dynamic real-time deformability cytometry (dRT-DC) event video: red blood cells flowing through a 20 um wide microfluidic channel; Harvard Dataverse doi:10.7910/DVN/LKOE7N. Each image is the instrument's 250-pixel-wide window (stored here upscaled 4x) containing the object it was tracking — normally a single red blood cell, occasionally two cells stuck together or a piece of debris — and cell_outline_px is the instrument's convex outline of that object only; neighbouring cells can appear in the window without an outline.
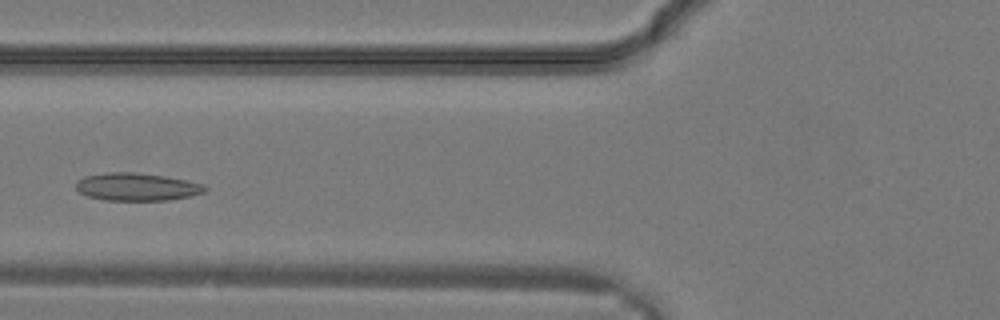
{"species": "common noctule bat (a hibernating species)", "species_latin": "Nyctalus noctula", "temperature_condition": "warm", "stored_images_in_passage": 8, "camera_frame_rate_fps": 3000, "um_per_image_px": 0.085, "animal": {"sex": "male", "body_mass_g": 19.2, "forearm_length_mm": 51.8}, "frame": {"image": 1, "passage_image": 3, "time_ms": 0.667, "image_size_px": [1000, 320], "cell_outline_px": [[208, 188], [204, 192], [188, 196], [168, 200], [104, 200], [88, 196], [80, 192], [76, 188], [76, 184], [84, 176], [108, 172], [132, 172], [164, 176], [204, 184]], "centroid_in_image_um": [11.63, 15.88], "position_along_channel_um": 114.2, "area_um2": 20.58}}
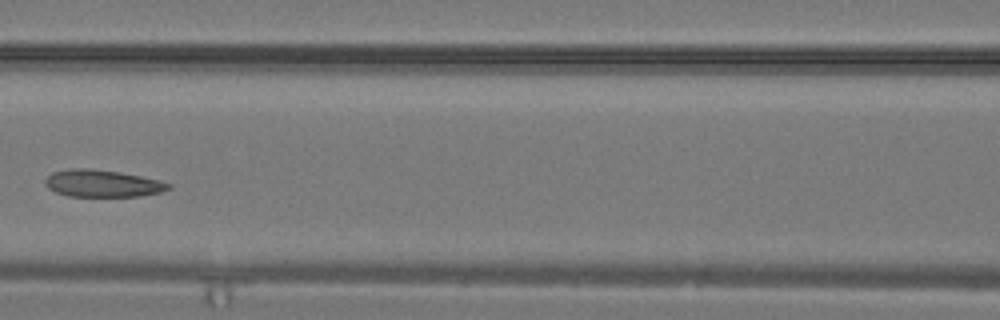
{"frame": {"image": 2, "passage_image": 5, "time_ms": 1.333, "image_size_px": [1000, 320], "cell_outline_px": [[172, 188], [160, 192], [140, 196], [68, 196], [56, 192], [48, 188], [44, 184], [44, 180], [52, 172], [72, 168], [88, 168], [120, 172], [160, 180], [172, 184]], "centroid_in_image_um": [8.71, 15.59], "position_along_channel_um": 157.9, "area_um2": 19.54}}
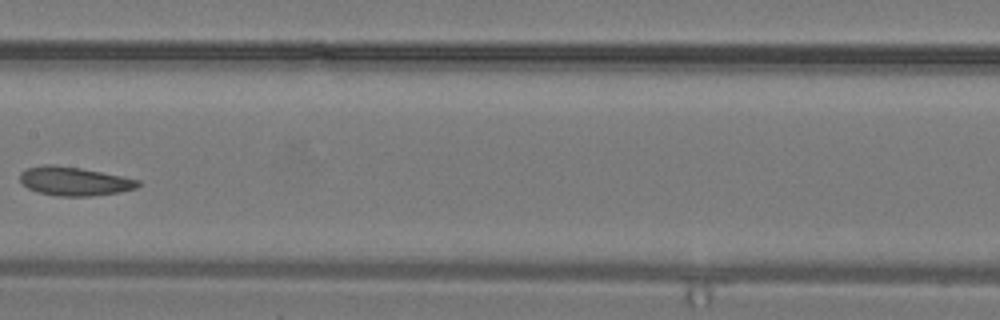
{"frame": {"image": 3, "passage_image": 7, "time_ms": 2.0, "image_size_px": [1000, 320], "cell_outline_px": [[140, 184], [136, 188], [120, 192], [92, 196], [56, 196], [36, 192], [28, 188], [20, 180], [20, 172], [28, 168], [44, 164], [52, 164], [80, 168], [140, 180]], "centroid_in_image_um": [6.29, 15.41], "position_along_channel_um": 201.1, "area_um2": 19.71}}